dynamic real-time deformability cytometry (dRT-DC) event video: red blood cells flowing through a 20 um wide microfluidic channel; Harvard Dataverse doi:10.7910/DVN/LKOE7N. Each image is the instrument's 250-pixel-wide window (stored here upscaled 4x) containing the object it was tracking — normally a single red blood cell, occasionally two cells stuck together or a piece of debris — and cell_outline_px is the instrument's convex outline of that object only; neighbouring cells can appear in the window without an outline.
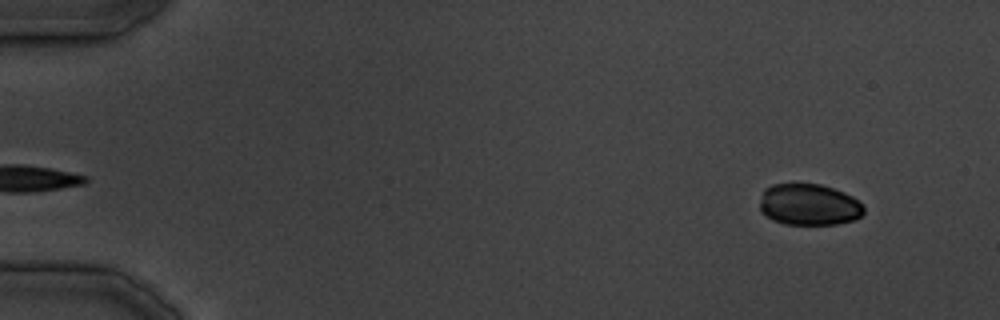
{"species": "common noctule bat (a hibernating species)", "species_latin": "Nyctalus noctula", "temperature_condition": "cold", "stored_images_in_passage": 14, "camera_frame_rate_fps": 3000, "um_per_image_px": 0.085, "animal": {"sex": "male", "body_mass_g": 19.5, "forearm_length_mm": 54.6}, "frame": {"image": 1, "passage_image": 1, "time_ms": 0.0, "image_size_px": [1000, 320], "cell_outline_px": [[864, 212], [860, 216], [852, 220], [836, 224], [784, 224], [772, 220], [760, 212], [760, 200], [764, 188], [772, 184], [820, 184], [844, 192], [852, 196], [864, 208]], "centroid_in_image_um": [68.72, 17.39], "position_along_channel_um": 16.3, "area_um2": 25.09}}
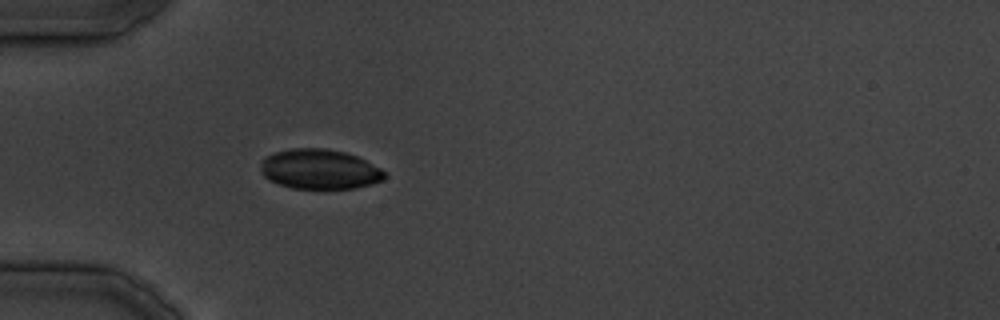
{"frame": {"image": 2, "passage_image": 9, "time_ms": 10.333, "image_size_px": [1000, 320], "cell_outline_px": [[388, 176], [384, 180], [372, 184], [356, 188], [292, 188], [268, 180], [264, 176], [260, 168], [260, 164], [264, 156], [276, 152], [292, 148], [324, 148], [344, 152], [356, 156], [380, 168]], "centroid_in_image_um": [27.16, 14.38], "position_along_channel_um": 57.8, "area_um2": 28.78}}